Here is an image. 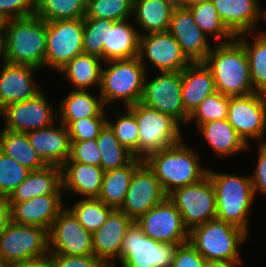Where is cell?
Returning <instances> with one entry per match:
<instances>
[{"mask_svg":"<svg viewBox=\"0 0 266 267\" xmlns=\"http://www.w3.org/2000/svg\"><path fill=\"white\" fill-rule=\"evenodd\" d=\"M204 62L212 71L218 92L229 97L255 93L246 51L236 38L215 43Z\"/></svg>","mask_w":266,"mask_h":267,"instance_id":"6da1fadb","label":"cell"},{"mask_svg":"<svg viewBox=\"0 0 266 267\" xmlns=\"http://www.w3.org/2000/svg\"><path fill=\"white\" fill-rule=\"evenodd\" d=\"M183 139L161 151L150 154L144 162L154 172L168 195L174 189L194 184L207 175L208 169L199 163V154L183 143Z\"/></svg>","mask_w":266,"mask_h":267,"instance_id":"7a4b0ae2","label":"cell"},{"mask_svg":"<svg viewBox=\"0 0 266 267\" xmlns=\"http://www.w3.org/2000/svg\"><path fill=\"white\" fill-rule=\"evenodd\" d=\"M216 195V218L248 234V217L255 199L251 176L214 172L208 169Z\"/></svg>","mask_w":266,"mask_h":267,"instance_id":"3957f363","label":"cell"},{"mask_svg":"<svg viewBox=\"0 0 266 267\" xmlns=\"http://www.w3.org/2000/svg\"><path fill=\"white\" fill-rule=\"evenodd\" d=\"M3 25L6 30L7 62L45 68L46 21L33 14L6 20Z\"/></svg>","mask_w":266,"mask_h":267,"instance_id":"277c9868","label":"cell"},{"mask_svg":"<svg viewBox=\"0 0 266 267\" xmlns=\"http://www.w3.org/2000/svg\"><path fill=\"white\" fill-rule=\"evenodd\" d=\"M247 237L241 228L217 218L189 231V243L205 261L242 262L238 247Z\"/></svg>","mask_w":266,"mask_h":267,"instance_id":"5b68a950","label":"cell"},{"mask_svg":"<svg viewBox=\"0 0 266 267\" xmlns=\"http://www.w3.org/2000/svg\"><path fill=\"white\" fill-rule=\"evenodd\" d=\"M101 70L99 96L106 105L122 101L129 107L140 102L143 94L144 79L147 70L137 57L121 60H110ZM125 104V105H124Z\"/></svg>","mask_w":266,"mask_h":267,"instance_id":"8992f818","label":"cell"},{"mask_svg":"<svg viewBox=\"0 0 266 267\" xmlns=\"http://www.w3.org/2000/svg\"><path fill=\"white\" fill-rule=\"evenodd\" d=\"M138 125V158L145 160L150 154L169 148L183 138L181 125L170 115L138 102L127 107Z\"/></svg>","mask_w":266,"mask_h":267,"instance_id":"52a82bcc","label":"cell"},{"mask_svg":"<svg viewBox=\"0 0 266 267\" xmlns=\"http://www.w3.org/2000/svg\"><path fill=\"white\" fill-rule=\"evenodd\" d=\"M48 255L49 237L45 228L10 221L0 234V257L11 265Z\"/></svg>","mask_w":266,"mask_h":267,"instance_id":"ba28073f","label":"cell"},{"mask_svg":"<svg viewBox=\"0 0 266 267\" xmlns=\"http://www.w3.org/2000/svg\"><path fill=\"white\" fill-rule=\"evenodd\" d=\"M179 245L149 238L134 221L122 242L121 267H170Z\"/></svg>","mask_w":266,"mask_h":267,"instance_id":"9c48e42d","label":"cell"},{"mask_svg":"<svg viewBox=\"0 0 266 267\" xmlns=\"http://www.w3.org/2000/svg\"><path fill=\"white\" fill-rule=\"evenodd\" d=\"M167 197L180 212L189 231L216 218V195L208 174L194 184L174 189Z\"/></svg>","mask_w":266,"mask_h":267,"instance_id":"30bf717a","label":"cell"},{"mask_svg":"<svg viewBox=\"0 0 266 267\" xmlns=\"http://www.w3.org/2000/svg\"><path fill=\"white\" fill-rule=\"evenodd\" d=\"M84 18L46 22L44 66L62 69L83 53Z\"/></svg>","mask_w":266,"mask_h":267,"instance_id":"8fae6325","label":"cell"},{"mask_svg":"<svg viewBox=\"0 0 266 267\" xmlns=\"http://www.w3.org/2000/svg\"><path fill=\"white\" fill-rule=\"evenodd\" d=\"M159 74L149 80L146 73L140 102L170 115L181 126L188 123L189 115L185 111L181 94L182 71Z\"/></svg>","mask_w":266,"mask_h":267,"instance_id":"7c38bea8","label":"cell"},{"mask_svg":"<svg viewBox=\"0 0 266 267\" xmlns=\"http://www.w3.org/2000/svg\"><path fill=\"white\" fill-rule=\"evenodd\" d=\"M137 225L149 238L161 243L184 244L189 242V230L180 212L166 197L137 220Z\"/></svg>","mask_w":266,"mask_h":267,"instance_id":"4fadbf2b","label":"cell"},{"mask_svg":"<svg viewBox=\"0 0 266 267\" xmlns=\"http://www.w3.org/2000/svg\"><path fill=\"white\" fill-rule=\"evenodd\" d=\"M51 105L43 91L31 99L8 104L0 110V115L6 119L3 129L28 133L50 126L58 120L57 108Z\"/></svg>","mask_w":266,"mask_h":267,"instance_id":"5bb4252c","label":"cell"},{"mask_svg":"<svg viewBox=\"0 0 266 267\" xmlns=\"http://www.w3.org/2000/svg\"><path fill=\"white\" fill-rule=\"evenodd\" d=\"M227 120L247 145L249 139H260L262 143L266 131V95L255 92L230 97Z\"/></svg>","mask_w":266,"mask_h":267,"instance_id":"9a60e30c","label":"cell"},{"mask_svg":"<svg viewBox=\"0 0 266 267\" xmlns=\"http://www.w3.org/2000/svg\"><path fill=\"white\" fill-rule=\"evenodd\" d=\"M49 254H62L65 256L93 255L92 233L87 231L65 206L50 230Z\"/></svg>","mask_w":266,"mask_h":267,"instance_id":"2e32d148","label":"cell"},{"mask_svg":"<svg viewBox=\"0 0 266 267\" xmlns=\"http://www.w3.org/2000/svg\"><path fill=\"white\" fill-rule=\"evenodd\" d=\"M144 56L159 72L182 71L191 63L169 31L140 35L138 58L146 70Z\"/></svg>","mask_w":266,"mask_h":267,"instance_id":"e0dca14e","label":"cell"},{"mask_svg":"<svg viewBox=\"0 0 266 267\" xmlns=\"http://www.w3.org/2000/svg\"><path fill=\"white\" fill-rule=\"evenodd\" d=\"M167 194L154 172L143 162L133 173L125 200L119 211L133 221L162 202Z\"/></svg>","mask_w":266,"mask_h":267,"instance_id":"ac0fdd59","label":"cell"},{"mask_svg":"<svg viewBox=\"0 0 266 267\" xmlns=\"http://www.w3.org/2000/svg\"><path fill=\"white\" fill-rule=\"evenodd\" d=\"M169 32L190 62H204L212 50L208 35L195 23L191 11L186 7L174 8Z\"/></svg>","mask_w":266,"mask_h":267,"instance_id":"d6986e66","label":"cell"},{"mask_svg":"<svg viewBox=\"0 0 266 267\" xmlns=\"http://www.w3.org/2000/svg\"><path fill=\"white\" fill-rule=\"evenodd\" d=\"M134 221L125 213L115 209L106 222L92 233L93 255L106 267H115L120 262L122 242Z\"/></svg>","mask_w":266,"mask_h":267,"instance_id":"ffe728a7","label":"cell"},{"mask_svg":"<svg viewBox=\"0 0 266 267\" xmlns=\"http://www.w3.org/2000/svg\"><path fill=\"white\" fill-rule=\"evenodd\" d=\"M27 133L31 146L46 166L61 167L70 157V137L61 122Z\"/></svg>","mask_w":266,"mask_h":267,"instance_id":"44dd1931","label":"cell"},{"mask_svg":"<svg viewBox=\"0 0 266 267\" xmlns=\"http://www.w3.org/2000/svg\"><path fill=\"white\" fill-rule=\"evenodd\" d=\"M62 194L34 197L23 202H9L11 221L50 230L54 220L64 208Z\"/></svg>","mask_w":266,"mask_h":267,"instance_id":"7402d4cb","label":"cell"},{"mask_svg":"<svg viewBox=\"0 0 266 267\" xmlns=\"http://www.w3.org/2000/svg\"><path fill=\"white\" fill-rule=\"evenodd\" d=\"M0 72V110L11 103L35 97L41 88L34 82L36 67L4 63ZM33 77V78H32Z\"/></svg>","mask_w":266,"mask_h":267,"instance_id":"603a6c76","label":"cell"},{"mask_svg":"<svg viewBox=\"0 0 266 267\" xmlns=\"http://www.w3.org/2000/svg\"><path fill=\"white\" fill-rule=\"evenodd\" d=\"M221 22L234 35L250 34L258 26L260 18L266 21L258 0H212ZM261 8V9H260ZM262 16V17H261Z\"/></svg>","mask_w":266,"mask_h":267,"instance_id":"cb8c5ba5","label":"cell"},{"mask_svg":"<svg viewBox=\"0 0 266 267\" xmlns=\"http://www.w3.org/2000/svg\"><path fill=\"white\" fill-rule=\"evenodd\" d=\"M215 92V80L205 62H191L182 70V102L188 115Z\"/></svg>","mask_w":266,"mask_h":267,"instance_id":"d4e9b609","label":"cell"},{"mask_svg":"<svg viewBox=\"0 0 266 267\" xmlns=\"http://www.w3.org/2000/svg\"><path fill=\"white\" fill-rule=\"evenodd\" d=\"M100 166L65 162L61 166L62 189L85 198H98L104 175ZM65 189V190H64Z\"/></svg>","mask_w":266,"mask_h":267,"instance_id":"484cf974","label":"cell"},{"mask_svg":"<svg viewBox=\"0 0 266 267\" xmlns=\"http://www.w3.org/2000/svg\"><path fill=\"white\" fill-rule=\"evenodd\" d=\"M61 167L45 166L29 172L27 178L7 198L8 202H23L49 194H64Z\"/></svg>","mask_w":266,"mask_h":267,"instance_id":"4316f807","label":"cell"},{"mask_svg":"<svg viewBox=\"0 0 266 267\" xmlns=\"http://www.w3.org/2000/svg\"><path fill=\"white\" fill-rule=\"evenodd\" d=\"M89 90L73 89L60 103L57 116L67 127L75 120L91 117H106L105 105L100 96L96 97Z\"/></svg>","mask_w":266,"mask_h":267,"instance_id":"83f0119b","label":"cell"},{"mask_svg":"<svg viewBox=\"0 0 266 267\" xmlns=\"http://www.w3.org/2000/svg\"><path fill=\"white\" fill-rule=\"evenodd\" d=\"M197 128L218 157L235 155L250 148L227 119L210 121Z\"/></svg>","mask_w":266,"mask_h":267,"instance_id":"f1b7e54d","label":"cell"},{"mask_svg":"<svg viewBox=\"0 0 266 267\" xmlns=\"http://www.w3.org/2000/svg\"><path fill=\"white\" fill-rule=\"evenodd\" d=\"M128 19L109 27L108 45L103 47V61L130 59L139 54L140 32Z\"/></svg>","mask_w":266,"mask_h":267,"instance_id":"f546056e","label":"cell"},{"mask_svg":"<svg viewBox=\"0 0 266 267\" xmlns=\"http://www.w3.org/2000/svg\"><path fill=\"white\" fill-rule=\"evenodd\" d=\"M175 7L166 0H134L133 19L144 31L140 35L169 31Z\"/></svg>","mask_w":266,"mask_h":267,"instance_id":"4dcf8cb0","label":"cell"},{"mask_svg":"<svg viewBox=\"0 0 266 267\" xmlns=\"http://www.w3.org/2000/svg\"><path fill=\"white\" fill-rule=\"evenodd\" d=\"M144 162L134 158L129 164L104 172L101 191L97 199L107 206L119 209L123 204L134 171Z\"/></svg>","mask_w":266,"mask_h":267,"instance_id":"1f68e13d","label":"cell"},{"mask_svg":"<svg viewBox=\"0 0 266 267\" xmlns=\"http://www.w3.org/2000/svg\"><path fill=\"white\" fill-rule=\"evenodd\" d=\"M103 60L97 56L82 53L67 63L59 73H64L65 78L74 86V89L88 90L91 86L101 83V70ZM89 87V88H88Z\"/></svg>","mask_w":266,"mask_h":267,"instance_id":"d6a6232c","label":"cell"},{"mask_svg":"<svg viewBox=\"0 0 266 267\" xmlns=\"http://www.w3.org/2000/svg\"><path fill=\"white\" fill-rule=\"evenodd\" d=\"M255 33L256 35L252 38L253 44L246 40L247 33L237 35L235 38L246 51L254 91L266 95V31L261 30Z\"/></svg>","mask_w":266,"mask_h":267,"instance_id":"836d02e7","label":"cell"},{"mask_svg":"<svg viewBox=\"0 0 266 267\" xmlns=\"http://www.w3.org/2000/svg\"><path fill=\"white\" fill-rule=\"evenodd\" d=\"M0 150L31 171L46 166L31 146L27 133L0 130Z\"/></svg>","mask_w":266,"mask_h":267,"instance_id":"e575fe53","label":"cell"},{"mask_svg":"<svg viewBox=\"0 0 266 267\" xmlns=\"http://www.w3.org/2000/svg\"><path fill=\"white\" fill-rule=\"evenodd\" d=\"M100 150V167L104 171L121 168L135 157L115 137L113 130L106 123L96 138Z\"/></svg>","mask_w":266,"mask_h":267,"instance_id":"d590c367","label":"cell"},{"mask_svg":"<svg viewBox=\"0 0 266 267\" xmlns=\"http://www.w3.org/2000/svg\"><path fill=\"white\" fill-rule=\"evenodd\" d=\"M87 0H36L35 14L46 22L86 16Z\"/></svg>","mask_w":266,"mask_h":267,"instance_id":"8d00e7d4","label":"cell"},{"mask_svg":"<svg viewBox=\"0 0 266 267\" xmlns=\"http://www.w3.org/2000/svg\"><path fill=\"white\" fill-rule=\"evenodd\" d=\"M78 222L89 232L98 230L115 210L97 198H82L70 208Z\"/></svg>","mask_w":266,"mask_h":267,"instance_id":"74e56055","label":"cell"},{"mask_svg":"<svg viewBox=\"0 0 266 267\" xmlns=\"http://www.w3.org/2000/svg\"><path fill=\"white\" fill-rule=\"evenodd\" d=\"M195 23L208 36H214L219 43L232 41L235 36L221 22L217 9L212 1L188 8Z\"/></svg>","mask_w":266,"mask_h":267,"instance_id":"f35d334b","label":"cell"},{"mask_svg":"<svg viewBox=\"0 0 266 267\" xmlns=\"http://www.w3.org/2000/svg\"><path fill=\"white\" fill-rule=\"evenodd\" d=\"M134 0H87L84 19L122 21L133 15Z\"/></svg>","mask_w":266,"mask_h":267,"instance_id":"ab89813d","label":"cell"},{"mask_svg":"<svg viewBox=\"0 0 266 267\" xmlns=\"http://www.w3.org/2000/svg\"><path fill=\"white\" fill-rule=\"evenodd\" d=\"M115 22L109 19H84L83 53L103 60V47L108 45L109 27Z\"/></svg>","mask_w":266,"mask_h":267,"instance_id":"60d3db41","label":"cell"},{"mask_svg":"<svg viewBox=\"0 0 266 267\" xmlns=\"http://www.w3.org/2000/svg\"><path fill=\"white\" fill-rule=\"evenodd\" d=\"M125 113L117 112V121H109L107 118V124L113 130L115 137L129 150L135 158H138V125L135 115L125 107L123 111ZM120 113V114H119Z\"/></svg>","mask_w":266,"mask_h":267,"instance_id":"b9f144b4","label":"cell"},{"mask_svg":"<svg viewBox=\"0 0 266 267\" xmlns=\"http://www.w3.org/2000/svg\"><path fill=\"white\" fill-rule=\"evenodd\" d=\"M229 101V96L218 91L213 93L189 115L188 124L195 120V123L199 126L210 121L227 119Z\"/></svg>","mask_w":266,"mask_h":267,"instance_id":"7bdbcfd3","label":"cell"},{"mask_svg":"<svg viewBox=\"0 0 266 267\" xmlns=\"http://www.w3.org/2000/svg\"><path fill=\"white\" fill-rule=\"evenodd\" d=\"M30 171L0 150V195L8 198Z\"/></svg>","mask_w":266,"mask_h":267,"instance_id":"ee69618b","label":"cell"},{"mask_svg":"<svg viewBox=\"0 0 266 267\" xmlns=\"http://www.w3.org/2000/svg\"><path fill=\"white\" fill-rule=\"evenodd\" d=\"M107 123V117H91L73 121L67 128L70 141L96 139Z\"/></svg>","mask_w":266,"mask_h":267,"instance_id":"f6af8a7d","label":"cell"},{"mask_svg":"<svg viewBox=\"0 0 266 267\" xmlns=\"http://www.w3.org/2000/svg\"><path fill=\"white\" fill-rule=\"evenodd\" d=\"M70 142V157L66 162H79L100 166L101 155L96 139Z\"/></svg>","mask_w":266,"mask_h":267,"instance_id":"bcb514c9","label":"cell"},{"mask_svg":"<svg viewBox=\"0 0 266 267\" xmlns=\"http://www.w3.org/2000/svg\"><path fill=\"white\" fill-rule=\"evenodd\" d=\"M36 0H0L2 21L23 18L35 14Z\"/></svg>","mask_w":266,"mask_h":267,"instance_id":"7dc6e473","label":"cell"},{"mask_svg":"<svg viewBox=\"0 0 266 267\" xmlns=\"http://www.w3.org/2000/svg\"><path fill=\"white\" fill-rule=\"evenodd\" d=\"M47 258L51 267H106L94 255L65 256L49 254Z\"/></svg>","mask_w":266,"mask_h":267,"instance_id":"c3c4849f","label":"cell"},{"mask_svg":"<svg viewBox=\"0 0 266 267\" xmlns=\"http://www.w3.org/2000/svg\"><path fill=\"white\" fill-rule=\"evenodd\" d=\"M204 263L205 259L189 242H186L178 246L170 267H203Z\"/></svg>","mask_w":266,"mask_h":267,"instance_id":"681fc988","label":"cell"},{"mask_svg":"<svg viewBox=\"0 0 266 267\" xmlns=\"http://www.w3.org/2000/svg\"><path fill=\"white\" fill-rule=\"evenodd\" d=\"M257 166L251 175L254 195L263 193L266 195V141L258 145Z\"/></svg>","mask_w":266,"mask_h":267,"instance_id":"f907efd6","label":"cell"},{"mask_svg":"<svg viewBox=\"0 0 266 267\" xmlns=\"http://www.w3.org/2000/svg\"><path fill=\"white\" fill-rule=\"evenodd\" d=\"M11 221L10 204L7 197L0 195V234Z\"/></svg>","mask_w":266,"mask_h":267,"instance_id":"816d5d0a","label":"cell"},{"mask_svg":"<svg viewBox=\"0 0 266 267\" xmlns=\"http://www.w3.org/2000/svg\"><path fill=\"white\" fill-rule=\"evenodd\" d=\"M11 267H51L47 257L28 262L12 264Z\"/></svg>","mask_w":266,"mask_h":267,"instance_id":"f5cc1de1","label":"cell"},{"mask_svg":"<svg viewBox=\"0 0 266 267\" xmlns=\"http://www.w3.org/2000/svg\"><path fill=\"white\" fill-rule=\"evenodd\" d=\"M0 57L2 58L1 64L7 62L6 30L4 25L0 27Z\"/></svg>","mask_w":266,"mask_h":267,"instance_id":"db71d44e","label":"cell"},{"mask_svg":"<svg viewBox=\"0 0 266 267\" xmlns=\"http://www.w3.org/2000/svg\"><path fill=\"white\" fill-rule=\"evenodd\" d=\"M242 262L205 261L203 267H237Z\"/></svg>","mask_w":266,"mask_h":267,"instance_id":"11a10c76","label":"cell"},{"mask_svg":"<svg viewBox=\"0 0 266 267\" xmlns=\"http://www.w3.org/2000/svg\"><path fill=\"white\" fill-rule=\"evenodd\" d=\"M212 0H183V7L189 8Z\"/></svg>","mask_w":266,"mask_h":267,"instance_id":"9f6ffc18","label":"cell"},{"mask_svg":"<svg viewBox=\"0 0 266 267\" xmlns=\"http://www.w3.org/2000/svg\"><path fill=\"white\" fill-rule=\"evenodd\" d=\"M170 3H172L174 6H183V0H166Z\"/></svg>","mask_w":266,"mask_h":267,"instance_id":"6f0895ef","label":"cell"},{"mask_svg":"<svg viewBox=\"0 0 266 267\" xmlns=\"http://www.w3.org/2000/svg\"><path fill=\"white\" fill-rule=\"evenodd\" d=\"M0 267H11V264L0 257Z\"/></svg>","mask_w":266,"mask_h":267,"instance_id":"680465c9","label":"cell"},{"mask_svg":"<svg viewBox=\"0 0 266 267\" xmlns=\"http://www.w3.org/2000/svg\"><path fill=\"white\" fill-rule=\"evenodd\" d=\"M3 25V21L2 19L0 18V27Z\"/></svg>","mask_w":266,"mask_h":267,"instance_id":"91938a15","label":"cell"}]
</instances>
